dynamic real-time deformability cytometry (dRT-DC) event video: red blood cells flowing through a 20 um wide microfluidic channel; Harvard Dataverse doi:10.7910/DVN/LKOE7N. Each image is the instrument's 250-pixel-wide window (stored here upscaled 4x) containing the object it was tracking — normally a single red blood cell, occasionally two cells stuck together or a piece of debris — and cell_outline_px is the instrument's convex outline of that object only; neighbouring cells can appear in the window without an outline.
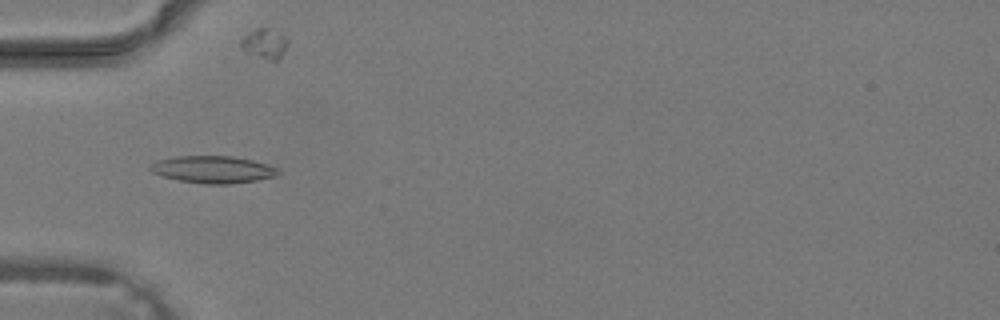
{"species": "common noctule bat (a hibernating species)", "species_latin": "Nyctalus noctula", "temperature_condition": "warm", "stored_images_in_passage": 39, "camera_frame_rate_fps": 3000, "um_per_image_px": 0.085, "animal": {"sex": "male", "body_mass_g": 19.2, "forearm_length_mm": 51.8}, "frame": {"image": 1, "passage_image": 13, "time_ms": 4.0, "image_size_px": [1000, 320], "cell_outline_px": [[280, 172], [276, 176], [256, 180], [228, 184], [204, 184], [180, 180], [164, 176], [152, 172], [148, 168], [156, 160], [176, 156], [232, 156], [252, 160], [268, 164], [276, 168]], "centroid_in_image_um": [18.1, 14.4], "position_along_channel_um": 66.9, "area_um2": 20.11}}
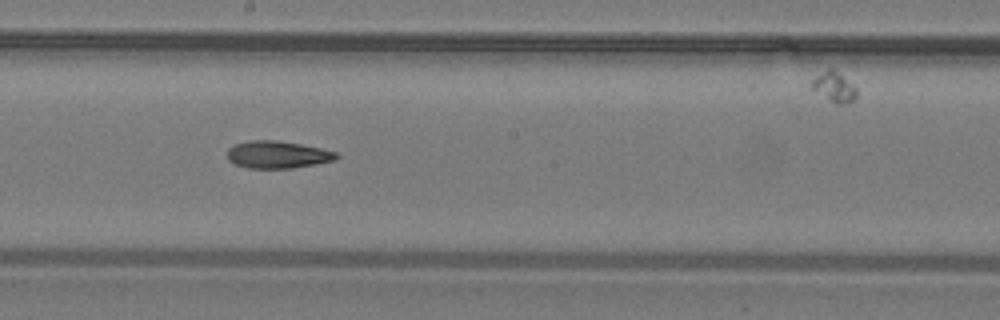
{"frame": {"image": 2, "passage_image": 22, "time_ms": 7.0, "image_size_px": [1000, 320], "cell_outline_px": [[340, 156], [336, 160], [316, 164], [292, 168], [248, 168], [236, 164], [228, 160], [228, 148], [236, 144], [248, 140], [276, 140], [300, 144], [320, 148], [336, 152]], "centroid_in_image_um": [23.6, 13.14], "position_along_channel_um": 224.6, "area_um2": 17.34}}
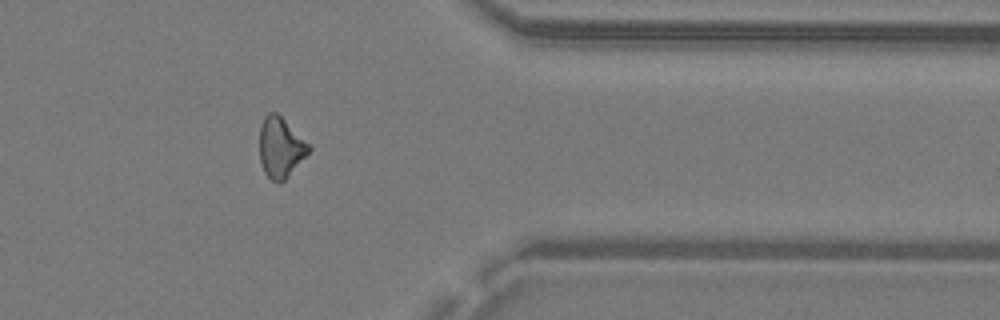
{"frame": {"image": 3, "passage_image": 32, "time_ms": 10.333, "image_size_px": [1000, 320], "cell_outline_px": [[312, 148], [288, 176], [280, 184], [272, 180], [264, 172], [260, 160], [260, 124], [264, 116], [268, 112], [276, 112]], "centroid_in_image_um": [23.81, 12.54], "position_along_channel_um": 387.6, "area_um2": 16.94}}